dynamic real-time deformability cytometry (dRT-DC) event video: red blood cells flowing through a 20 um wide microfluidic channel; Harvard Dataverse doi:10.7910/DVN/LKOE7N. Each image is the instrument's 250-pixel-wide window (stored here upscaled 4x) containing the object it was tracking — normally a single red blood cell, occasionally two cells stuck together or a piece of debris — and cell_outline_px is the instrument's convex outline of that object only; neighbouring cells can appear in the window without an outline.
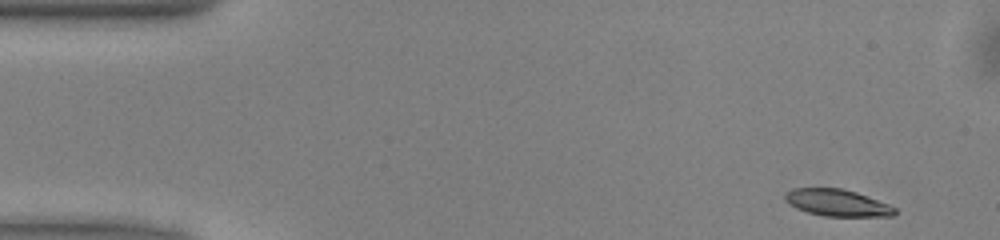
{"species": "common noctule bat (a hibernating species)", "species_latin": "Nyctalus noctula", "temperature_condition": "warm", "stored_images_in_passage": 48, "camera_frame_rate_fps": 3000, "um_per_image_px": 0.085, "animal": {"sex": "male", "body_mass_g": 13.0, "forearm_length_mm": 53.1}, "frame": {"image": 1, "passage_image": 1, "time_ms": 0.0, "image_size_px": [1000, 240], "cell_outline_px": [[896, 212], [892, 216], [824, 216], [808, 212], [796, 208], [788, 204], [784, 200], [784, 192], [792, 188], [840, 188], [856, 192], [888, 204], [896, 208]], "centroid_in_image_um": [71.11, 17.23], "position_along_channel_um": 13.9, "area_um2": 17.17}}
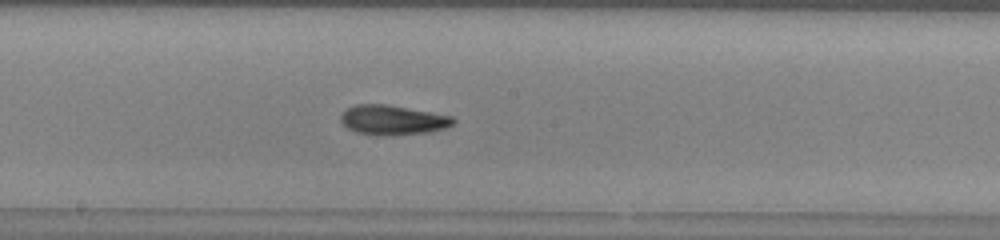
{"frame": {"image": 2, "passage_image": 24, "time_ms": 7.667, "image_size_px": [1000, 240], "cell_outline_px": [[456, 120], [452, 124], [444, 128], [424, 132], [376, 136], [356, 132], [348, 128], [340, 120], [340, 116], [348, 108], [356, 104], [384, 104], [452, 116]], "centroid_in_image_um": [33.33, 10.2], "position_along_channel_um": 214.9, "area_um2": 19.02}}
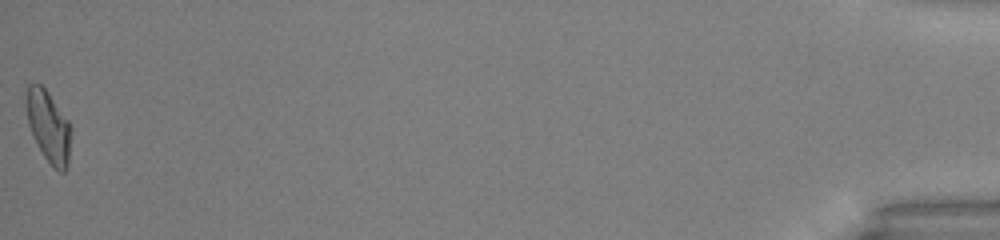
{"frame": {"image": 3, "passage_image": 48, "time_ms": 15.667, "image_size_px": [1000, 240], "cell_outline_px": [[72, 128], [68, 168], [64, 172], [60, 172], [44, 156], [32, 136], [28, 124], [28, 84], [40, 84], [48, 92], [68, 120]], "centroid_in_image_um": [4.18, 10.8], "position_along_channel_um": 431.0, "area_um2": 18.26}, "authors_computed_cell_mechanics": {"area_um2": 18.3226, "velocity_mm_per_s": 4.0443, "shape_relaxation_time_tau1_ms": 5.6424, "shape_relaxation_time_tau2_ms": 3.0268, "deformation_change_tau1": 0.185, "deformation_change_tau2": 0.1078}}